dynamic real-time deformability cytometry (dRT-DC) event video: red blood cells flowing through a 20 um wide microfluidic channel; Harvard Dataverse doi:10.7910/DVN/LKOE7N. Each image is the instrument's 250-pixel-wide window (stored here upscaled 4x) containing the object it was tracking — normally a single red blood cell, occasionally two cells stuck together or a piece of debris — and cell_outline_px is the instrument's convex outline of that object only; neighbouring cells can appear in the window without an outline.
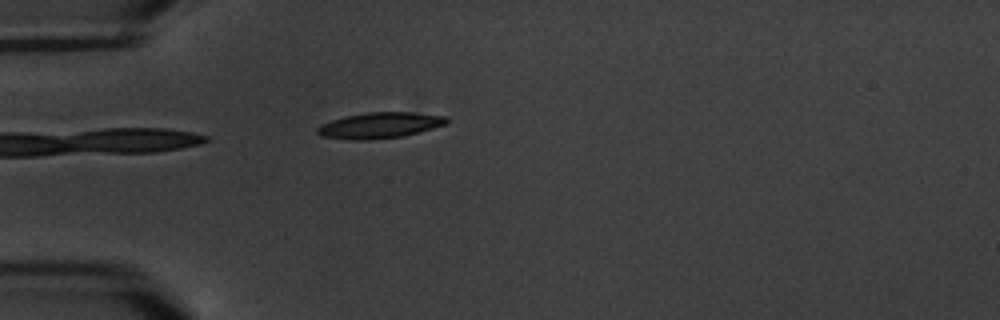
{"species": "common noctule bat (a hibernating species)", "species_latin": "Nyctalus noctula", "temperature_condition": "warm", "stored_images_in_passage": 5, "camera_frame_rate_fps": 3000, "um_per_image_px": 0.085, "animal": {"sex": "male", "body_mass_g": 20.1, "forearm_length_mm": 53.5}, "frame": {"image": 1, "passage_image": 5, "time_ms": 4.667, "image_size_px": [1000, 320], "cell_outline_px": [[448, 124], [404, 136], [368, 140], [356, 140], [320, 136], [316, 132], [316, 128], [332, 120], [344, 116], [368, 112], [412, 112], [448, 116]], "centroid_in_image_um": [32.32, 10.65], "position_along_channel_um": 52.7, "area_um2": 19.54}}